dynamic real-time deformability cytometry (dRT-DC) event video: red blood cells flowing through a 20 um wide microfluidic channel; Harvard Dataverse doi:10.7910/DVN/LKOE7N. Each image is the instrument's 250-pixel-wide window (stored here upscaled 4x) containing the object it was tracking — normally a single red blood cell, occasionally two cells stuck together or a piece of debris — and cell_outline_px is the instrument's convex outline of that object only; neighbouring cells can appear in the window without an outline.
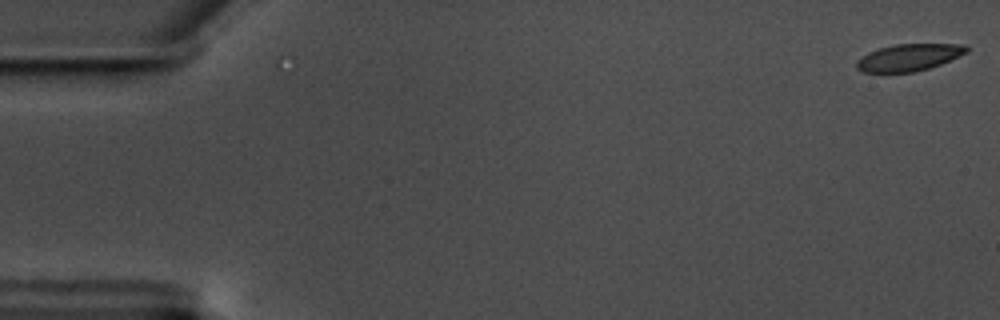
{"species": "common noctule bat (a hibernating species)", "species_latin": "Nyctalus noctula", "temperature_condition": "warm", "stored_images_in_passage": 3, "camera_frame_rate_fps": 3000, "um_per_image_px": 0.085, "animal": {"sex": "male", "body_mass_g": 17.5, "forearm_length_mm": 52.3}, "frame": {"image": 1, "passage_image": 3, "time_ms": 0.667, "image_size_px": [1000, 320], "cell_outline_px": [[968, 52], [940, 64], [928, 68], [912, 72], [864, 72], [856, 68], [856, 60], [868, 52], [880, 48], [896, 44], [968, 44]], "centroid_in_image_um": [77.25, 4.87], "position_along_channel_um": 7.7, "area_um2": 17.17}}